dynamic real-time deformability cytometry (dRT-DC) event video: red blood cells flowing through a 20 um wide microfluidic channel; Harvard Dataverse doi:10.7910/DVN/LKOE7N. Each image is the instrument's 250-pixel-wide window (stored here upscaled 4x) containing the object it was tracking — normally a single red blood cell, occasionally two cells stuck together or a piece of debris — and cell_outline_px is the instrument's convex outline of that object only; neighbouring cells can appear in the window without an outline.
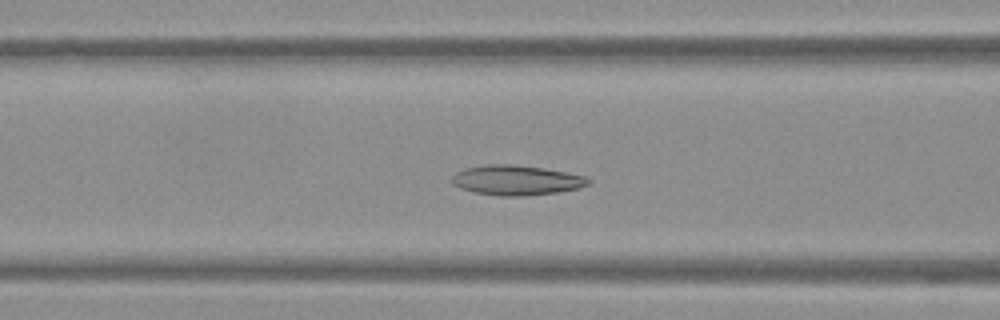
{"species": "Egyptian fruit bat (a non-hibernating species)", "species_latin": "Rousettus aegyptiacus", "temperature_condition": "warm", "stored_images_in_passage": 53, "camera_frame_rate_fps": 3000, "um_per_image_px": 0.085, "frame": {"image": 1, "passage_image": 21, "time_ms": 6.667, "image_size_px": [1000, 320], "cell_outline_px": [[592, 180], [588, 184], [580, 188], [560, 192], [524, 196], [500, 196], [472, 192], [460, 188], [452, 184], [452, 176], [456, 172], [464, 168], [488, 164], [512, 164], [544, 168], [584, 176]], "centroid_in_image_um": [43.87, 15.32], "position_along_channel_um": 122.7, "area_um2": 23.93}}
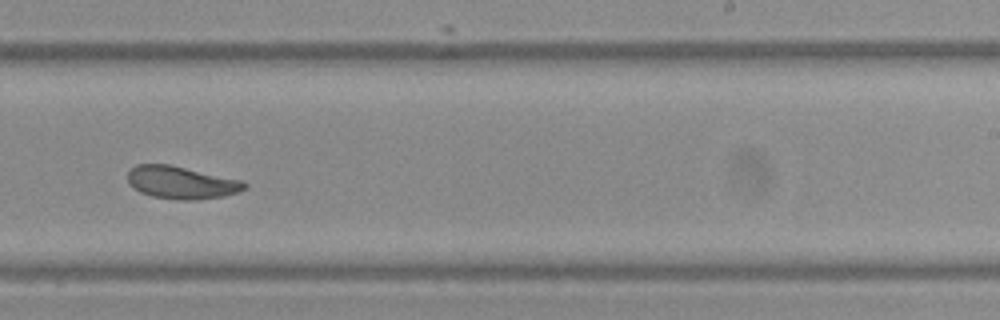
{"frame": {"image": 2, "passage_image": 33, "time_ms": 10.667, "image_size_px": [1000, 320], "cell_outline_px": [[248, 188], [240, 192], [224, 196], [196, 200], [180, 200], [152, 196], [140, 192], [132, 188], [128, 184], [128, 172], [136, 164], [172, 164], [244, 180], [248, 184]], "centroid_in_image_um": [15.46, 15.51], "position_along_channel_um": 273.5, "area_um2": 22.72}}
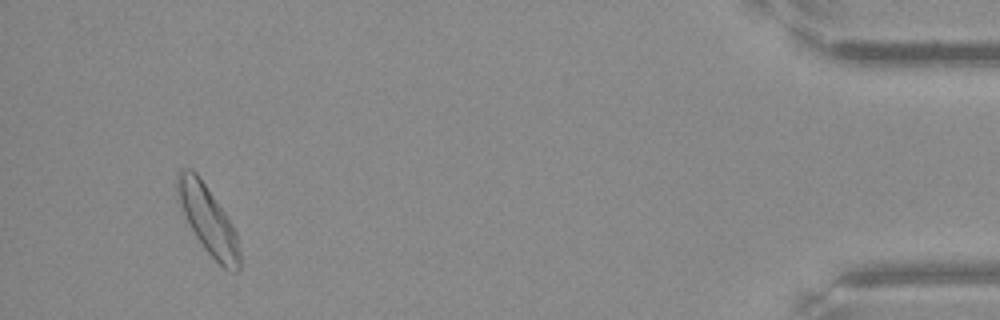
{"frame": {"image": 3, "passage_image": 50, "time_ms": 16.333, "image_size_px": [1000, 320], "cell_outline_px": [[240, 268], [236, 272], [228, 272], [204, 248], [196, 236], [176, 196], [176, 176], [180, 168], [192, 168], [196, 172], [224, 212], [236, 232], [240, 252]], "centroid_in_image_um": [17.67, 18.68], "position_along_channel_um": 417.5, "area_um2": 24.28}, "authors_computed_cell_mechanics": {"area_um2": 23.698, "velocity_mm_per_s": 3.7754, "shape_relaxation_time_tau1_ms": 8.9928, "shape_relaxation_time_tau2_ms": 1.7363, "deformation_change_tau1": 0.1493, "deformation_change_tau2": 0.0733}}